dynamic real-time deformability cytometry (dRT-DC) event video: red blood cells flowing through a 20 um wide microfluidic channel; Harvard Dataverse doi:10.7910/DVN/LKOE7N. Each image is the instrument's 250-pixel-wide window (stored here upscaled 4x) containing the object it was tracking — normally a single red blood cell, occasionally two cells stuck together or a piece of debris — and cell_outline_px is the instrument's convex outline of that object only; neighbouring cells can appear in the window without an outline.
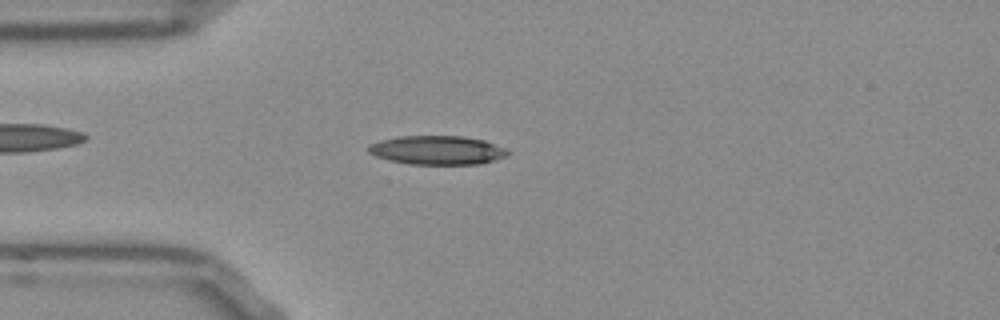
{"species": "Egyptian fruit bat (a non-hibernating species)", "species_latin": "Rousettus aegyptiacus", "temperature_condition": "room temperature", "stored_images_in_passage": 42, "camera_frame_rate_fps": 3000, "um_per_image_px": 0.085, "frame": {"image": 1, "passage_image": 3, "time_ms": 0.667, "image_size_px": [1000, 320], "cell_outline_px": [[512, 152], [508, 156], [480, 164], [408, 164], [388, 160], [376, 156], [368, 152], [368, 144], [380, 140], [400, 136], [460, 136], [484, 140], [504, 148]], "centroid_in_image_um": [37.16, 12.77], "position_along_channel_um": 47.8, "area_um2": 23.52}}
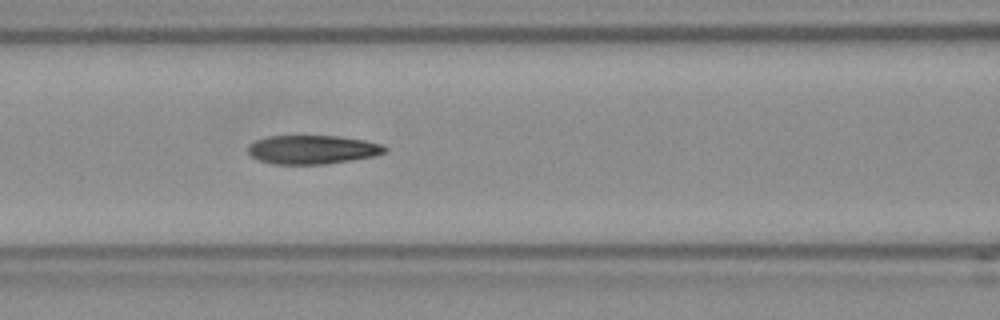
{"frame": {"image": 2, "passage_image": 11, "time_ms": 3.333, "image_size_px": [1000, 320], "cell_outline_px": [[388, 148], [384, 152], [372, 156], [324, 164], [276, 164], [260, 160], [252, 156], [248, 152], [248, 148], [256, 140], [268, 136], [340, 136], [364, 140], [384, 144]], "centroid_in_image_um": [26.58, 12.7], "position_along_channel_um": 140.0, "area_um2": 22.66}}
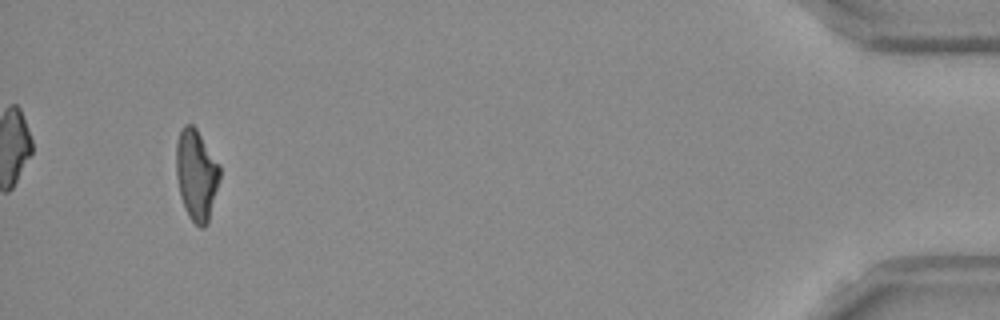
{"frame": {"image": 3, "passage_image": 39, "time_ms": 12.667, "image_size_px": [1000, 320], "cell_outline_px": [[220, 180], [208, 220], [204, 228], [200, 228], [188, 216], [184, 208], [180, 196], [176, 176], [176, 144], [180, 128], [184, 124], [192, 124], [196, 128], [220, 164]], "centroid_in_image_um": [16.68, 14.83], "position_along_channel_um": 418.5, "area_um2": 23.29}, "authors_computed_cell_mechanics": {"area_um2": 23.2934, "velocity_mm_per_s": 3.8406, "shape_relaxation_time_tau1_ms": 8.8426, "shape_relaxation_time_tau2_ms": 3.1172, "deformation_change_tau1": 0.2333, "deformation_change_tau2": 0.1143}}